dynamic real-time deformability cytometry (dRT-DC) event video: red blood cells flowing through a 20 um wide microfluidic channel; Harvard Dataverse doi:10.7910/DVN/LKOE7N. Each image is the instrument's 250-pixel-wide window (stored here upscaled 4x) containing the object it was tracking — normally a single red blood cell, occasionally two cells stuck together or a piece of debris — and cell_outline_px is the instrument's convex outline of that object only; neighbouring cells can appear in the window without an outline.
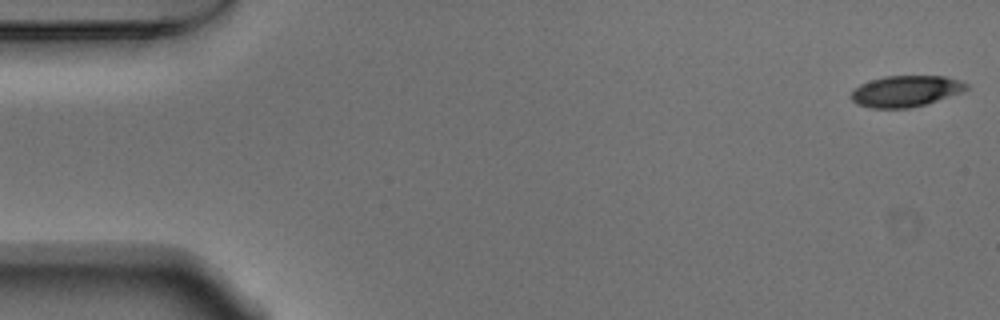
{"species": "Egyptian fruit bat (a non-hibernating species)", "species_latin": "Rousettus aegyptiacus", "temperature_condition": "warm", "stored_images_in_passage": 53, "camera_frame_rate_fps": 3000, "um_per_image_px": 0.085, "animal": {"sex": "male"}, "frame": {"image": 1, "passage_image": 1, "time_ms": 0.0, "image_size_px": [1000, 320], "cell_outline_px": [[968, 88], [960, 92], [924, 104], [908, 108], [872, 108], [856, 104], [852, 100], [852, 92], [860, 84], [884, 76], [944, 76], [960, 80], [968, 84]], "centroid_in_image_um": [76.97, 7.74], "position_along_channel_um": 8.0, "area_um2": 20.58}}
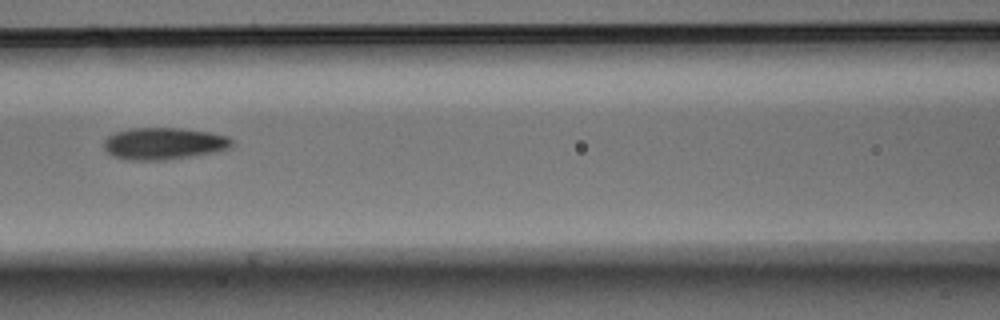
{"frame": {"image": 2, "passage_image": 23, "time_ms": 7.333, "image_size_px": [1000, 320], "cell_outline_px": [[236, 144], [228, 148], [212, 152], [164, 160], [128, 160], [112, 156], [104, 148], [104, 140], [108, 136], [116, 132], [132, 128], [180, 128], [208, 132], [228, 136]], "centroid_in_image_um": [13.91, 12.2], "position_along_channel_um": 152.7, "area_um2": 23.64}}
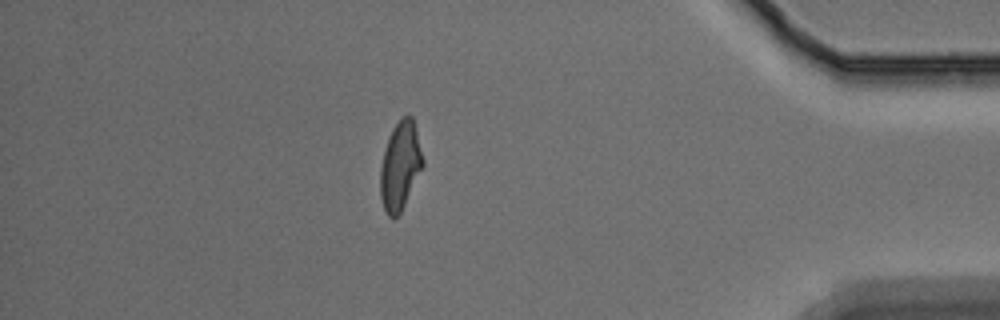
{"frame": {"image": 3, "passage_image": 46, "time_ms": 15.0, "image_size_px": [1000, 320], "cell_outline_px": [[424, 164], [400, 212], [392, 220], [388, 216], [384, 208], [380, 196], [380, 168], [388, 136], [392, 128], [404, 116], [412, 116], [424, 160]], "centroid_in_image_um": [34.0, 14.1], "position_along_channel_um": 401.2, "area_um2": 21.5}, "authors_computed_cell_mechanics": {"area_um2": 22.3108, "velocity_mm_per_s": 3.775, "shape_relaxation_time_tau1_ms": 4.9452, "shape_relaxation_time_tau2_ms": 2.9941, "deformation_change_tau1": 0.1752, "deformation_change_tau2": 0.0854}}